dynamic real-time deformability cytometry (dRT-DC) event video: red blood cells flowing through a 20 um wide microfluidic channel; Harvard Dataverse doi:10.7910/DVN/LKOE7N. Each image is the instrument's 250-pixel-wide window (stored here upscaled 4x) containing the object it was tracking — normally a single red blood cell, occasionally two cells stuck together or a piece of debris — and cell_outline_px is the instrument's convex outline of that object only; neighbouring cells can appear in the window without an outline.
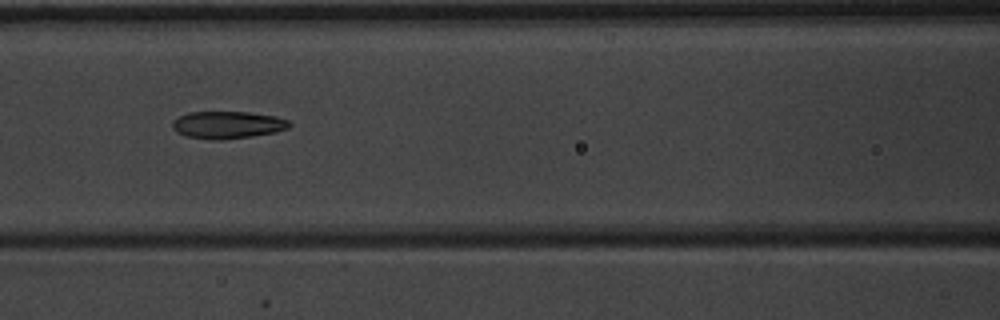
{"species": "common noctule bat (a hibernating species)", "species_latin": "Nyctalus noctula", "temperature_condition": "warm", "stored_images_in_passage": 18, "camera_frame_rate_fps": 3000, "um_per_image_px": 0.085, "animal": {"sex": "male", "body_mass_g": 20.1, "forearm_length_mm": 53.5}, "frame": {"image": 1, "passage_image": 11, "time_ms": 3.333, "image_size_px": [1000, 320], "cell_outline_px": [[292, 124], [288, 128], [276, 132], [252, 136], [220, 140], [216, 140], [184, 136], [176, 132], [172, 128], [172, 120], [188, 112], [248, 112], [276, 116], [288, 120]], "centroid_in_image_um": [19.33, 10.61], "position_along_channel_um": 147.3, "area_um2": 18.73}}